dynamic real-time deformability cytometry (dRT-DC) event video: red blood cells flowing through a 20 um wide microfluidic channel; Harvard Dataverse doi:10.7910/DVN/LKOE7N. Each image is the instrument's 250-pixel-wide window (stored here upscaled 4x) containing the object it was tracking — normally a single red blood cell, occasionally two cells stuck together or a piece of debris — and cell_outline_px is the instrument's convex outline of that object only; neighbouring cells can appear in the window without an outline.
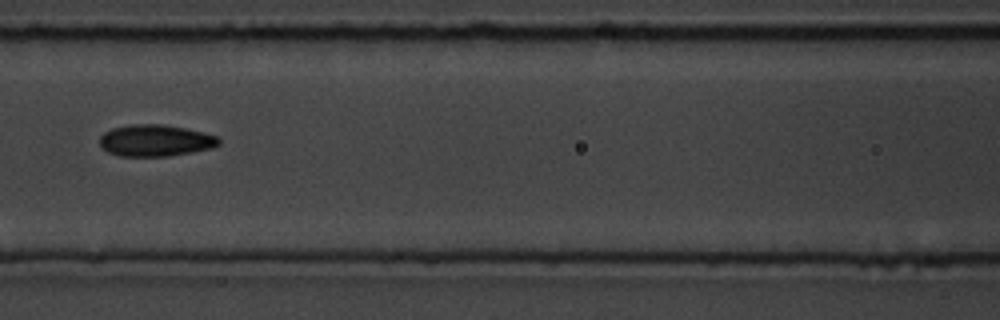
{"species": "common noctule bat (a hibernating species)", "species_latin": "Nyctalus noctula", "temperature_condition": "room temperature", "stored_images_in_passage": 17, "camera_frame_rate_fps": 3000, "um_per_image_px": 0.085, "animal": {"sex": "male", "body_mass_g": 19.5, "forearm_length_mm": 54.6}, "frame": {"image": 1, "passage_image": 8, "time_ms": 8.0, "image_size_px": [1000, 320], "cell_outline_px": [[220, 144], [212, 148], [192, 152], [168, 156], [120, 156], [108, 152], [100, 144], [100, 136], [104, 132], [112, 128], [132, 124], [160, 124], [184, 128], [204, 132], [220, 136]], "centroid_in_image_um": [13.24, 11.94], "position_along_channel_um": 153.4, "area_um2": 22.02}}
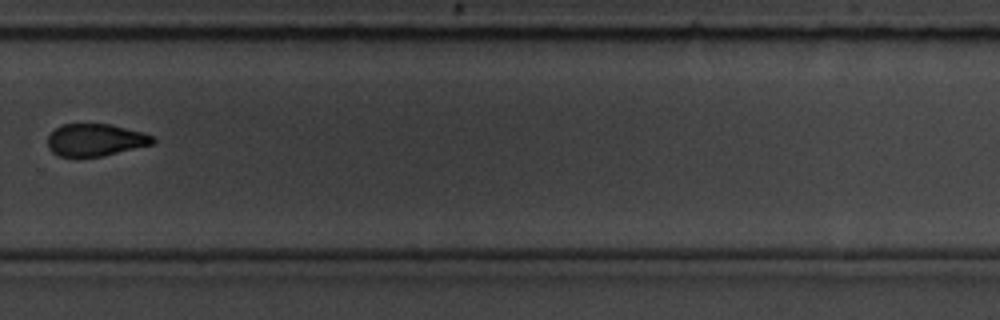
{"frame": {"image": 2, "passage_image": 12, "time_ms": 12.667, "image_size_px": [1000, 320], "cell_outline_px": [[156, 140], [152, 144], [100, 156], [60, 156], [52, 152], [48, 148], [48, 136], [60, 124], [112, 124], [140, 132], [152, 136]], "centroid_in_image_um": [8.07, 11.88], "position_along_channel_um": 321.7, "area_um2": 19.42}}
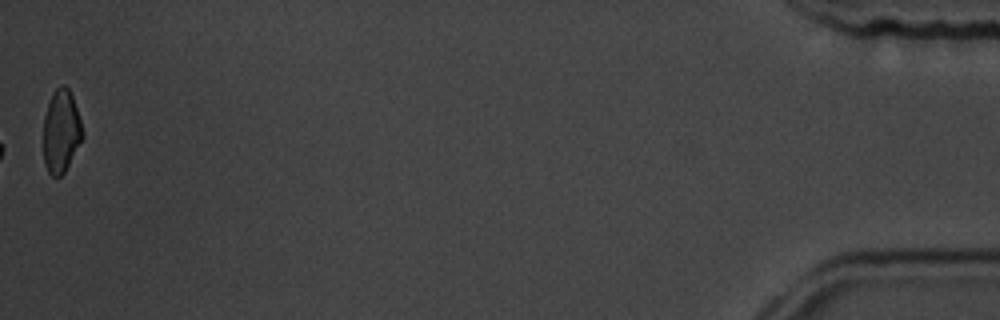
{"frame": {"image": 3, "passage_image": 17, "time_ms": 18.333, "image_size_px": [1000, 320], "cell_outline_px": [[84, 136], [64, 172], [60, 176], [52, 176], [48, 172], [44, 164], [44, 116], [52, 92], [60, 84], [64, 84], [68, 88], [72, 96], [84, 132]], "centroid_in_image_um": [5.19, 11.14], "position_along_channel_um": 430.0, "area_um2": 18.79}}